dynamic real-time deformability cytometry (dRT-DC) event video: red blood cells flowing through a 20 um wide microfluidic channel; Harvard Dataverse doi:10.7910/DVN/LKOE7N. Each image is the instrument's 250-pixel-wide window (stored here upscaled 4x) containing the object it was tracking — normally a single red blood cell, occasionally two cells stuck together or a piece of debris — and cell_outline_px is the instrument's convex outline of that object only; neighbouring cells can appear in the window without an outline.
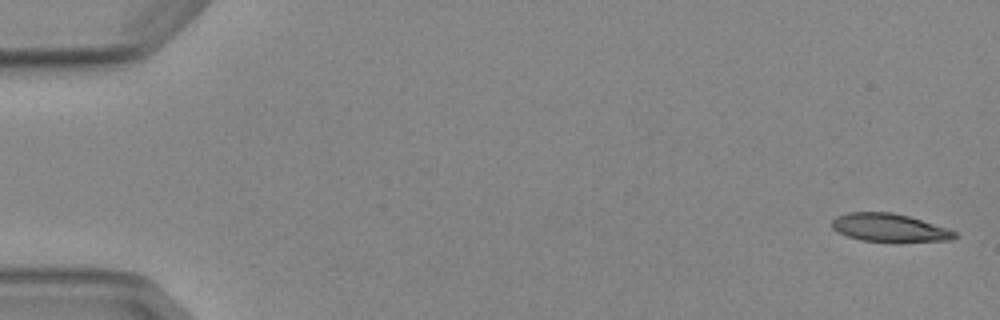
{"species": "Egyptian fruit bat (a non-hibernating species)", "species_latin": "Rousettus aegyptiacus", "temperature_condition": "cold", "stored_images_in_passage": 5, "camera_frame_rate_fps": 3000, "um_per_image_px": 0.085, "animal": {"sex": "female"}, "frame": {"image": 1, "passage_image": 1, "time_ms": 0.0, "image_size_px": [1000, 320], "cell_outline_px": [[956, 236], [952, 240], [860, 240], [836, 232], [832, 228], [832, 220], [836, 216], [848, 212], [892, 212], [908, 216], [956, 232]], "centroid_in_image_um": [75.49, 19.32], "position_along_channel_um": 9.5, "area_um2": 19.31}}
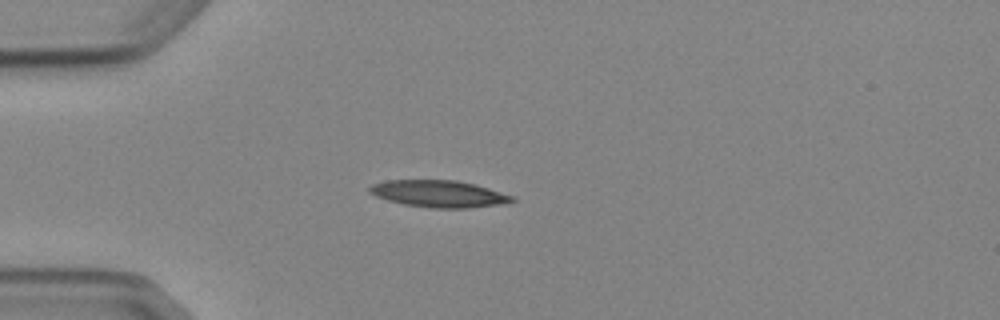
{"frame": {"image": 2, "passage_image": 4, "time_ms": 4.333, "image_size_px": [1000, 320], "cell_outline_px": [[516, 200], [508, 204], [468, 208], [432, 208], [404, 204], [388, 200], [376, 196], [368, 192], [368, 188], [372, 184], [388, 180], [456, 180], [476, 184], [516, 196]], "centroid_in_image_um": [37.38, 16.47], "position_along_channel_um": 47.6, "area_um2": 22.66}}